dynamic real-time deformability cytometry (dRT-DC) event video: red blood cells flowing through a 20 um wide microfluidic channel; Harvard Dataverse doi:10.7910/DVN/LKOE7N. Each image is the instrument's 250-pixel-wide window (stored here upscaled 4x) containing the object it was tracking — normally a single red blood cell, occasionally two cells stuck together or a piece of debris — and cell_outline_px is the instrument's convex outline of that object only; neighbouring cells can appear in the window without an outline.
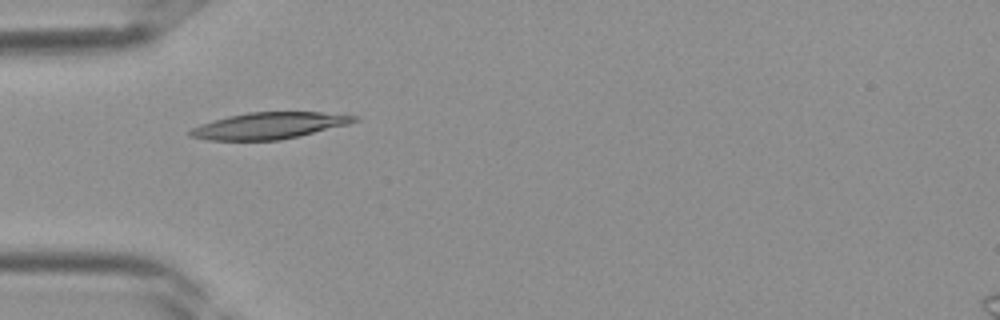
{"species": "Egyptian fruit bat (a non-hibernating species)", "species_latin": "Rousettus aegyptiacus", "temperature_condition": "room temperature", "stored_images_in_passage": 28, "camera_frame_rate_fps": 3000, "um_per_image_px": 0.085, "frame": {"image": 1, "passage_image": 5, "time_ms": 1.333, "image_size_px": [1000, 320], "cell_outline_px": [[360, 120], [348, 124], [300, 136], [280, 140], [208, 140], [188, 136], [188, 132], [192, 128], [200, 124], [212, 120], [228, 116], [248, 112], [320, 112], [360, 116]], "centroid_in_image_um": [22.88, 10.68], "position_along_channel_um": 62.1, "area_um2": 25.43}}
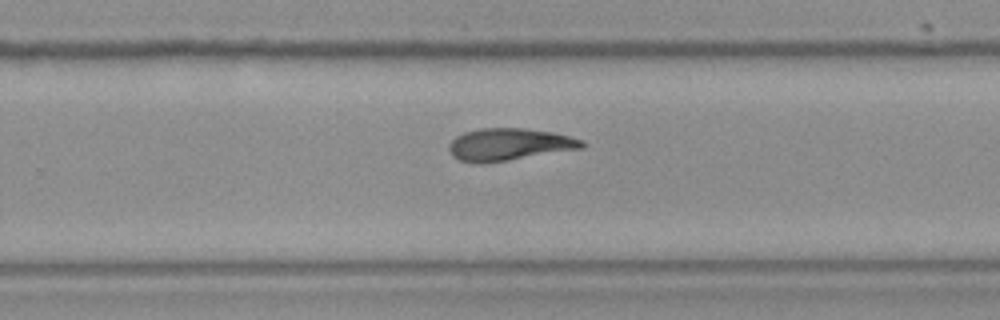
{"frame": {"image": 2, "passage_image": 18, "time_ms": 5.667, "image_size_px": [1000, 320], "cell_outline_px": [[584, 148], [484, 164], [476, 164], [460, 160], [452, 156], [448, 148], [448, 144], [456, 136], [464, 132], [480, 128], [524, 128], [552, 132], [584, 140]], "centroid_in_image_um": [43.25, 12.28], "position_along_channel_um": 286.6, "area_um2": 25.14}}
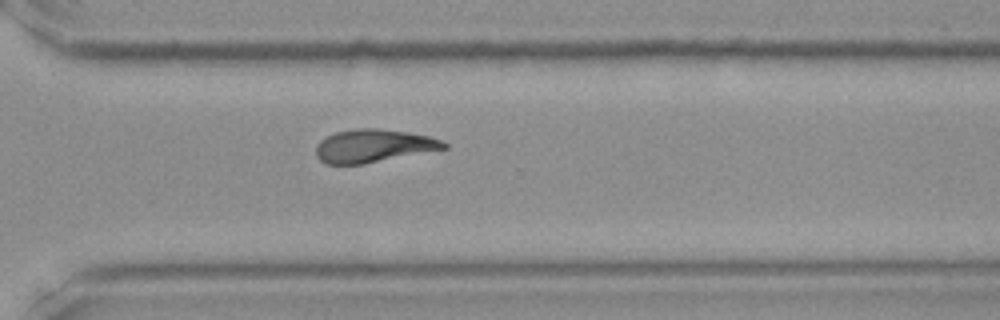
{"frame": {"image": 3, "passage_image": 21, "time_ms": 6.667, "image_size_px": [1000, 320], "cell_outline_px": [[448, 148], [364, 164], [324, 164], [316, 156], [316, 144], [320, 140], [336, 132], [356, 128], [376, 128], [404, 132], [428, 136], [444, 140], [448, 144]], "centroid_in_image_um": [31.74, 12.4], "position_along_channel_um": 338.9, "area_um2": 24.62}}